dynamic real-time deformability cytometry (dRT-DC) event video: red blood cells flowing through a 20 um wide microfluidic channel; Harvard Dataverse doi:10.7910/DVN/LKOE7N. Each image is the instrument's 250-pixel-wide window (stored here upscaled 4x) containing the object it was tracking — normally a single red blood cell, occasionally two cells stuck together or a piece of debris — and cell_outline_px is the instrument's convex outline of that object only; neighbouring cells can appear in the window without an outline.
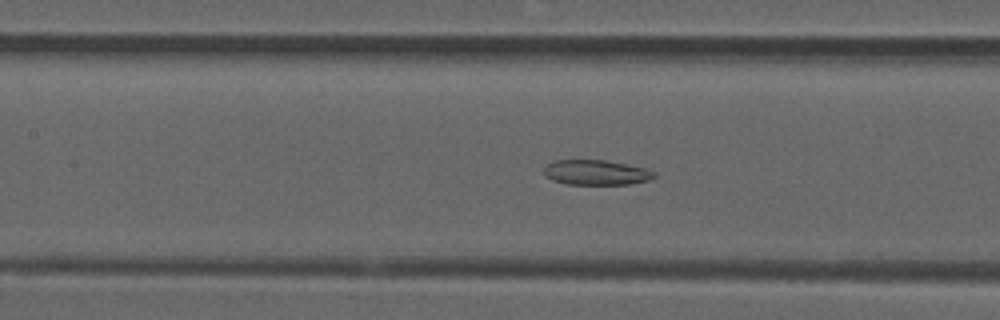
{"species": "common noctule bat (a hibernating species)", "species_latin": "Nyctalus noctula", "temperature_condition": "room temperature", "stored_images_in_passage": 52, "camera_frame_rate_fps": 3000, "um_per_image_px": 0.085, "animal": {"sex": "male", "forearm_length_mm": 52.5}, "frame": {"image": 1, "passage_image": 23, "time_ms": 7.333, "image_size_px": [1000, 320], "cell_outline_px": [[656, 176], [648, 180], [628, 184], [564, 184], [552, 180], [544, 176], [544, 168], [552, 160], [604, 160], [644, 168], [656, 172]], "centroid_in_image_um": [50.62, 14.66], "position_along_channel_um": 156.8, "area_um2": 16.01}}
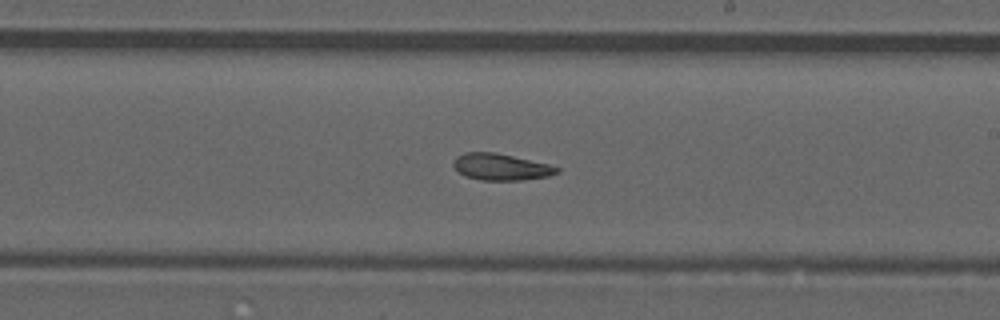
{"frame": {"image": 2, "passage_image": 30, "time_ms": 9.667, "image_size_px": [1000, 320], "cell_outline_px": [[560, 172], [548, 176], [524, 180], [480, 180], [464, 176], [452, 164], [456, 156], [464, 152], [496, 152], [548, 164], [560, 168]], "centroid_in_image_um": [42.57, 14.19], "position_along_channel_um": 246.4, "area_um2": 16.07}}
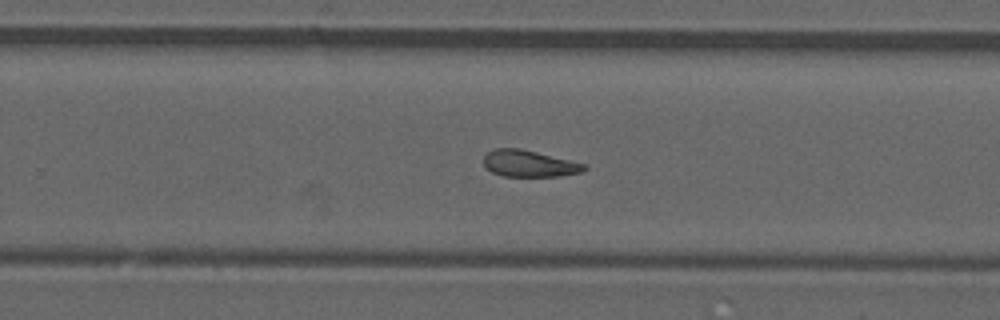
{"frame": {"image": 3, "passage_image": 33, "time_ms": 10.667, "image_size_px": [1000, 320], "cell_outline_px": [[588, 168], [580, 172], [560, 176], [504, 176], [492, 172], [484, 164], [484, 156], [488, 152], [496, 148], [520, 148], [588, 164]], "centroid_in_image_um": [45.02, 13.9], "position_along_channel_um": 284.8, "area_um2": 15.55}, "authors_computed_cell_mechanics": {"area_um2": 16.7909, "velocity_mm_per_s": 3.8556, "shape_relaxation_time_tau1_ms": null, "shape_relaxation_time_tau2_ms": 9.1647, "deformation_change_tau1": null, "deformation_change_tau2": 0.2043}}